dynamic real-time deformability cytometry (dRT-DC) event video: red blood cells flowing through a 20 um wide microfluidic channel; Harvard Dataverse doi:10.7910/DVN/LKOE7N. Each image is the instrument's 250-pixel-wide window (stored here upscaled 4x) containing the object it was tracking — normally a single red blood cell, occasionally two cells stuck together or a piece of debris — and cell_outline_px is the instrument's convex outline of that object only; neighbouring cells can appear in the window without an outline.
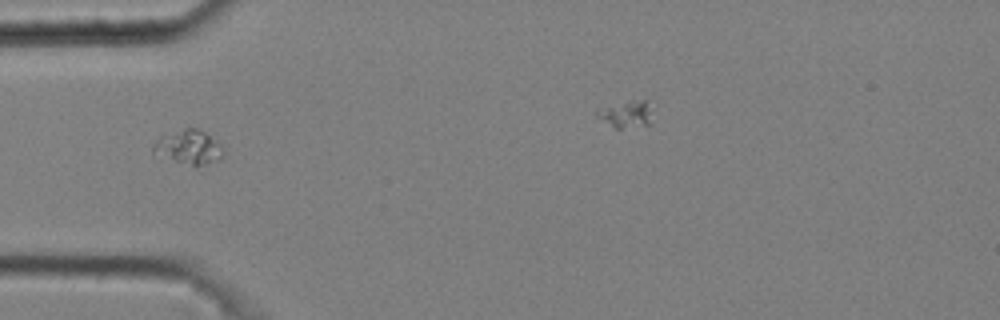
{"species": "common noctule bat (a hibernating species)", "species_latin": "Nyctalus noctula", "temperature_condition": "cold", "stored_images_in_passage": 4, "camera_frame_rate_fps": 3000, "um_per_image_px": 0.085, "animal": {"sex": "male", "body_mass_g": 20.4}, "frame": {"image": 1, "passage_image": 1, "time_ms": 0.0, "image_size_px": [1000, 320], "cell_outline_px": [[224, 152], [220, 160], [196, 168], [152, 152], [152, 148], [156, 140], [160, 136], [184, 128], [196, 128], [204, 132], [220, 144], [224, 148]], "centroid_in_image_um": [16.07, 12.53], "position_along_channel_um": 68.9, "area_um2": 13.99}}
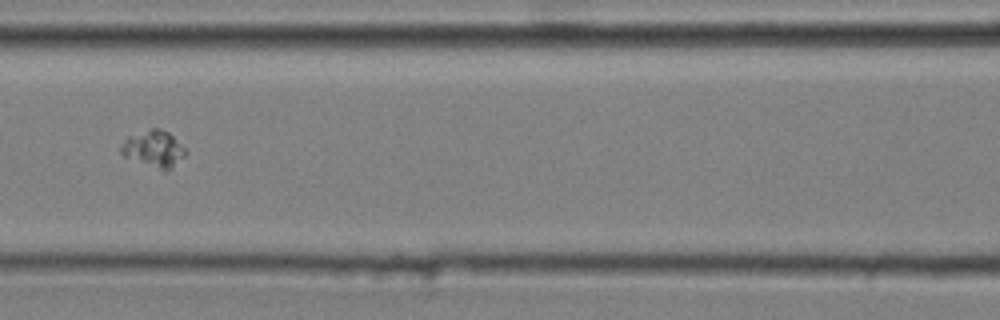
{"frame": {"image": 2, "passage_image": 3, "time_ms": 0.667, "image_size_px": [1000, 320], "cell_outline_px": [[188, 152], [184, 156], [164, 172], [124, 156], [120, 152], [120, 148], [124, 140], [128, 136], [152, 128], [160, 128], [168, 132]], "centroid_in_image_um": [13.04, 12.65], "position_along_channel_um": 153.6, "area_um2": 13.53}}
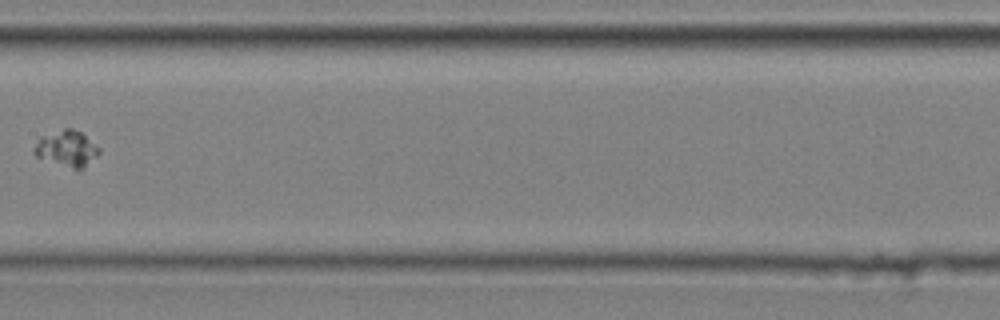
{"frame": {"image": 3, "passage_image": 4, "time_ms": 1.0, "image_size_px": [1000, 320], "cell_outline_px": [[100, 152], [84, 168], [76, 168], [36, 156], [32, 152], [32, 148], [40, 136], [64, 128], [72, 128], [80, 132], [100, 148]], "centroid_in_image_um": [5.65, 12.58], "position_along_channel_um": 201.8, "area_um2": 13.24}}